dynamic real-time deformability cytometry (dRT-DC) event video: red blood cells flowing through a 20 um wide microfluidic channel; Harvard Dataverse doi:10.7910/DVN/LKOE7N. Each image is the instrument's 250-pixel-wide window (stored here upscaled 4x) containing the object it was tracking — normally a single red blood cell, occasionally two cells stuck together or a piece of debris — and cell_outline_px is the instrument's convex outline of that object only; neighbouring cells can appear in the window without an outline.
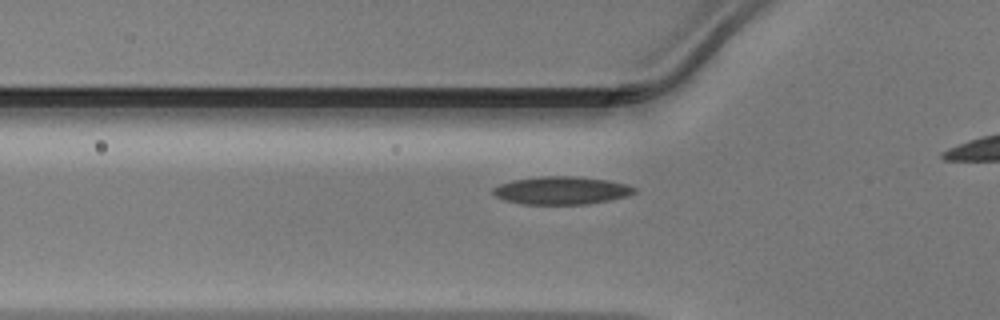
{"species": "Egyptian fruit bat (a non-hibernating species)", "species_latin": "Rousettus aegyptiacus", "temperature_condition": "warm", "stored_images_in_passage": 36, "camera_frame_rate_fps": 3000, "um_per_image_px": 0.085, "animal": {"sex": "male"}, "frame": {"image": 1, "passage_image": 12, "time_ms": 3.667, "image_size_px": [1000, 320], "cell_outline_px": [[636, 192], [628, 196], [588, 204], [524, 204], [504, 200], [496, 196], [492, 192], [492, 188], [500, 184], [512, 180], [540, 176], [572, 176], [608, 180], [628, 184], [636, 188]], "centroid_in_image_um": [47.73, 16.18], "position_along_channel_um": 78.1, "area_um2": 23.0}}
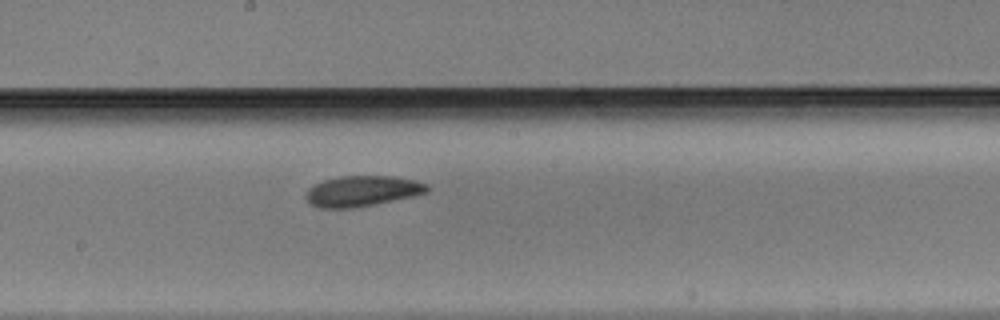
{"frame": {"image": 2, "passage_image": 22, "time_ms": 7.0, "image_size_px": [1000, 320], "cell_outline_px": [[428, 192], [412, 196], [376, 204], [352, 208], [320, 208], [308, 204], [304, 196], [308, 188], [324, 180], [340, 176], [392, 176], [416, 180], [428, 184]], "centroid_in_image_um": [30.76, 16.24], "position_along_channel_um": 217.4, "area_um2": 21.73}}
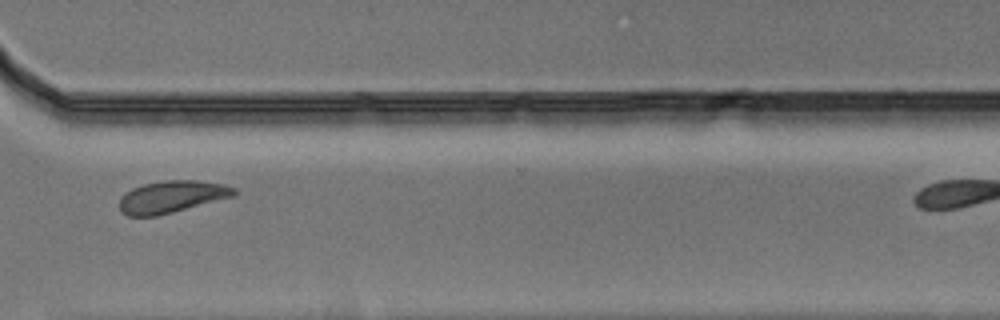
{"frame": {"image": 3, "passage_image": 32, "time_ms": 10.333, "image_size_px": [1000, 320], "cell_outline_px": [[236, 196], [156, 216], [128, 216], [120, 212], [120, 196], [124, 192], [132, 188], [144, 184], [168, 180], [196, 180], [224, 184], [236, 188]], "centroid_in_image_um": [14.6, 16.72], "position_along_channel_um": 356.0, "area_um2": 21.5}}